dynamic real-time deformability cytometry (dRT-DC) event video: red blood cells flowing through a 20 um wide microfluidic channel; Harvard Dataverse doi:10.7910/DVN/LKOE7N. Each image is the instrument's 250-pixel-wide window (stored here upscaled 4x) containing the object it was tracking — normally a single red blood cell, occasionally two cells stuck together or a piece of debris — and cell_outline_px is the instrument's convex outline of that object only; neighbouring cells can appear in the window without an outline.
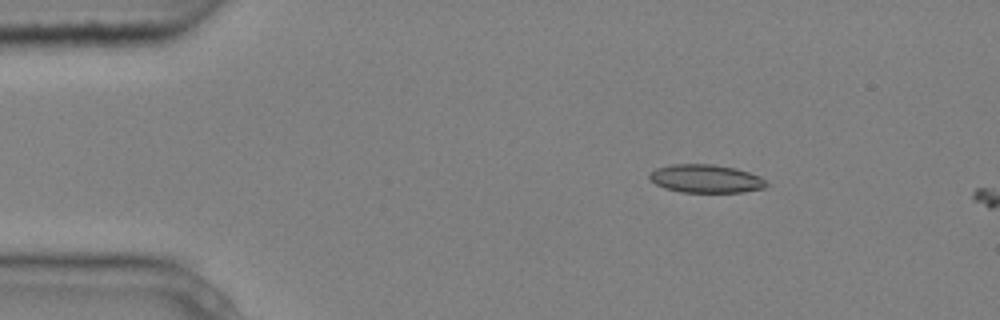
{"species": "common noctule bat (a hibernating species)", "species_latin": "Nyctalus noctula", "temperature_condition": "cold", "stored_images_in_passage": 3, "camera_frame_rate_fps": 3000, "um_per_image_px": 0.085, "animal": {"sex": "male", "body_mass_g": 20.4}, "frame": {"image": 1, "passage_image": 2, "time_ms": 0.333, "image_size_px": [1000, 320], "cell_outline_px": [[768, 184], [764, 188], [744, 192], [680, 192], [664, 188], [656, 184], [648, 176], [648, 172], [656, 168], [672, 164], [712, 164], [736, 168], [760, 176]], "centroid_in_image_um": [59.98, 15.18], "position_along_channel_um": 25.0, "area_um2": 19.31}}